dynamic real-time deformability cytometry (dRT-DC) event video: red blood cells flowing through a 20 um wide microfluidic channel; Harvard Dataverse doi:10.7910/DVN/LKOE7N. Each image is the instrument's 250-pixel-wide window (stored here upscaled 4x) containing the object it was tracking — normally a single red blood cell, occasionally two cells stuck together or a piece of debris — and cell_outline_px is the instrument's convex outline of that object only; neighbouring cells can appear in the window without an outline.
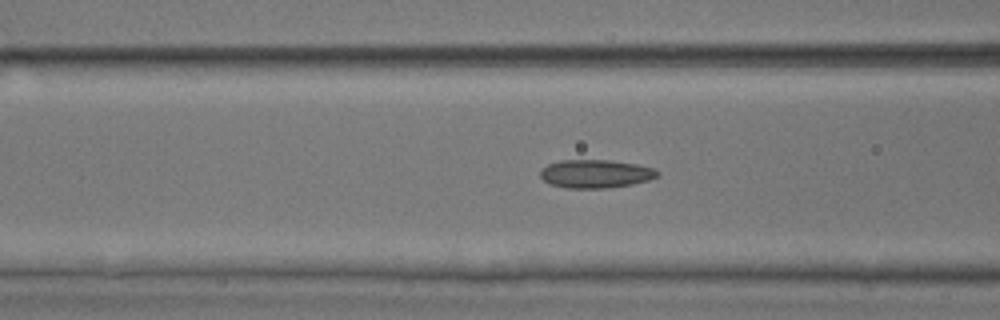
{"species": "common noctule bat (a hibernating species)", "species_latin": "Nyctalus noctula", "temperature_condition": "room temperature", "stored_images_in_passage": 27, "camera_frame_rate_fps": 3000, "um_per_image_px": 0.085, "animal": {"sex": "male", "body_mass_g": 17.9, "forearm_length_mm": 54.2}, "frame": {"image": 1, "passage_image": 22, "time_ms": 7.0, "image_size_px": [1000, 320], "cell_outline_px": [[660, 176], [648, 180], [632, 184], [608, 188], [568, 188], [548, 184], [540, 176], [540, 172], [548, 164], [560, 160], [608, 160], [636, 164], [656, 168], [660, 172]], "centroid_in_image_um": [50.66, 14.77], "position_along_channel_um": 115.9, "area_um2": 19.42}}